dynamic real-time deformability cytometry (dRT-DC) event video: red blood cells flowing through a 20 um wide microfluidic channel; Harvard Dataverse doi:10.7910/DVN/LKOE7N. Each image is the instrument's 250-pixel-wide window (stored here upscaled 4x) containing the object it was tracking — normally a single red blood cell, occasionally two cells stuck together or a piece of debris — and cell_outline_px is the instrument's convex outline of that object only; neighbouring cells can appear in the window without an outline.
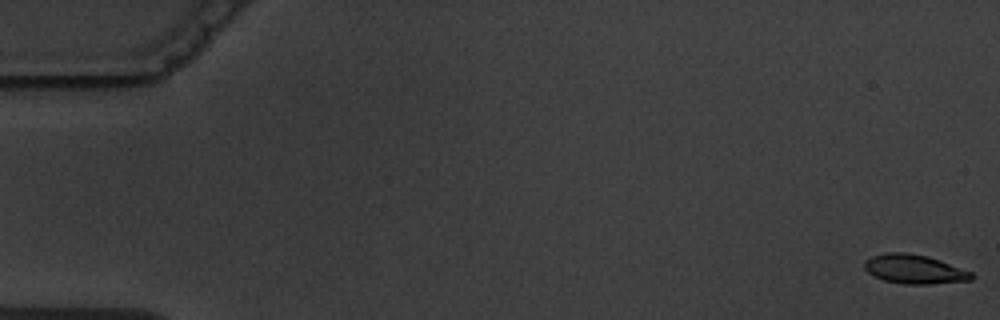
{"species": "common noctule bat (a hibernating species)", "species_latin": "Nyctalus noctula", "temperature_condition": "warm", "stored_images_in_passage": 10, "camera_frame_rate_fps": 3000, "um_per_image_px": 0.085, "animal": {"sex": "male", "body_mass_g": 19.5, "forearm_length_mm": 54.6}, "frame": {"image": 1, "passage_image": 1, "time_ms": 0.0, "image_size_px": [1000, 320], "cell_outline_px": [[972, 280], [928, 284], [904, 284], [884, 280], [868, 272], [864, 268], [864, 260], [872, 256], [888, 252], [908, 252], [928, 256], [940, 260], [972, 272]], "centroid_in_image_um": [77.71, 22.87], "position_along_channel_um": 7.3, "area_um2": 18.09}}
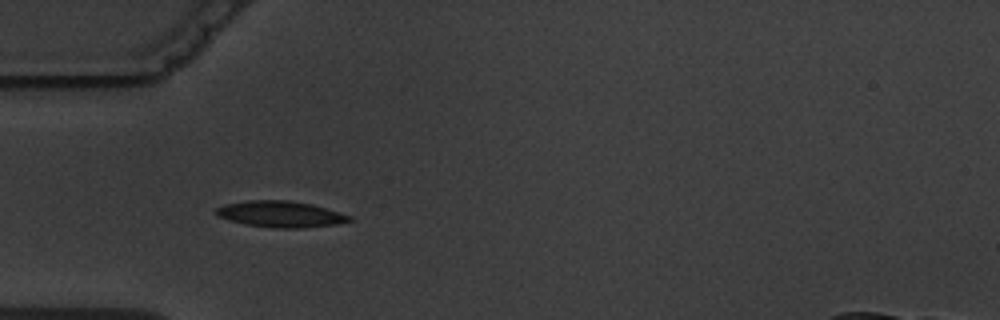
{"frame": {"image": 2, "passage_image": 6, "time_ms": 5.667, "image_size_px": [1000, 320], "cell_outline_px": [[352, 220], [336, 224], [304, 228], [272, 228], [244, 224], [220, 216], [216, 212], [216, 208], [224, 204], [248, 200], [288, 200], [312, 204], [352, 216]], "centroid_in_image_um": [23.87, 18.2], "position_along_channel_um": 61.1, "area_um2": 20.23}}
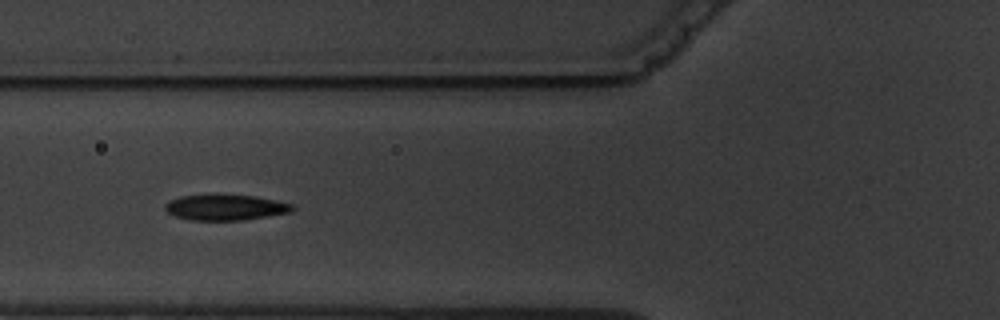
{"frame": {"image": 3, "passage_image": 7, "time_ms": 7.0, "image_size_px": [1000, 320], "cell_outline_px": [[296, 208], [288, 212], [244, 220], [192, 220], [172, 216], [164, 208], [164, 204], [180, 196], [212, 192], [216, 192], [256, 196], [276, 200], [292, 204]], "centroid_in_image_um": [19.11, 17.58], "position_along_channel_um": 106.7, "area_um2": 19.71}}